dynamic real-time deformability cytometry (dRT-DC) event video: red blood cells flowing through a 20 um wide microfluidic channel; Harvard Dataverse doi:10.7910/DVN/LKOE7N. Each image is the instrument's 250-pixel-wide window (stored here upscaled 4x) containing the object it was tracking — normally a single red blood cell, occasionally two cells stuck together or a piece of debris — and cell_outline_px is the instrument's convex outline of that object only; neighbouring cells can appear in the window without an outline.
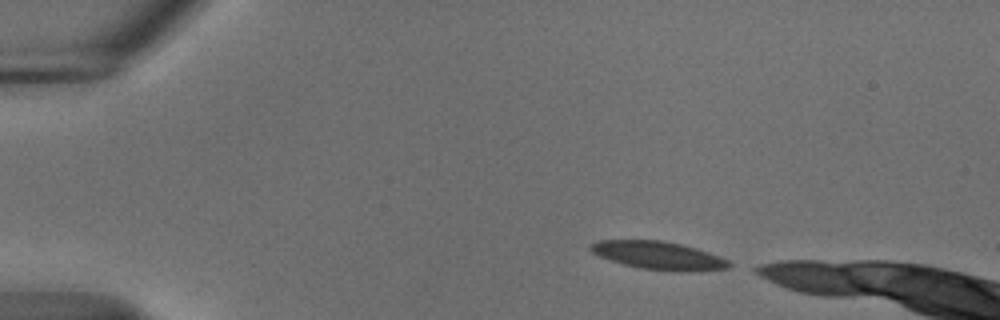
{"species": "common noctule bat (a hibernating species)", "species_latin": "Nyctalus noctula", "temperature_condition": "cold", "stored_images_in_passage": 6, "camera_frame_rate_fps": 3000, "um_per_image_px": 0.085, "animal": {"sex": "male", "body_mass_g": 18.8}, "frame": {"image": 1, "passage_image": 1, "time_ms": 0.0, "image_size_px": [1000, 320], "cell_outline_px": [[732, 264], [728, 268], [692, 272], [680, 272], [640, 268], [624, 264], [600, 256], [592, 252], [588, 248], [592, 244], [600, 240], [660, 240], [680, 244], [696, 248], [720, 256], [728, 260]], "centroid_in_image_um": [56.02, 21.72], "position_along_channel_um": 29.0, "area_um2": 22.54}}